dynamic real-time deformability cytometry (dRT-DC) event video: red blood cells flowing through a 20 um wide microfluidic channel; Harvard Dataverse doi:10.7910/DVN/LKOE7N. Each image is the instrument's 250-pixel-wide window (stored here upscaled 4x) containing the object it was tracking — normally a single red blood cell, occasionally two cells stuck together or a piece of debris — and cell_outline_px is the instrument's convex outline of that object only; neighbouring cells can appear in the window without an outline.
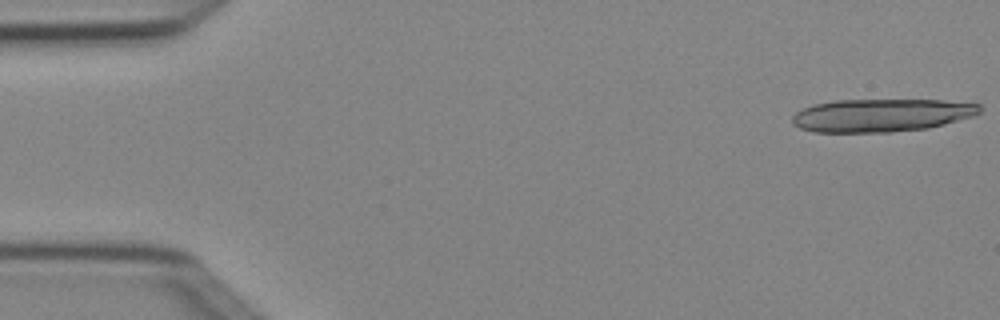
{"species": "Egyptian fruit bat (a non-hibernating species)", "species_latin": "Rousettus aegyptiacus", "temperature_condition": "cold", "stored_images_in_passage": 5, "camera_frame_rate_fps": 3000, "um_per_image_px": 0.085, "animal": {"sex": "female"}, "frame": {"image": 1, "passage_image": 1, "time_ms": 0.0, "image_size_px": [1000, 320], "cell_outline_px": [[984, 108], [980, 112], [972, 116], [944, 124], [928, 128], [892, 132], [812, 132], [800, 128], [792, 124], [792, 116], [796, 112], [804, 108], [816, 104], [836, 100], [944, 100], [980, 104]], "centroid_in_image_um": [74.92, 9.8], "position_along_channel_um": 10.1, "area_um2": 36.07}}
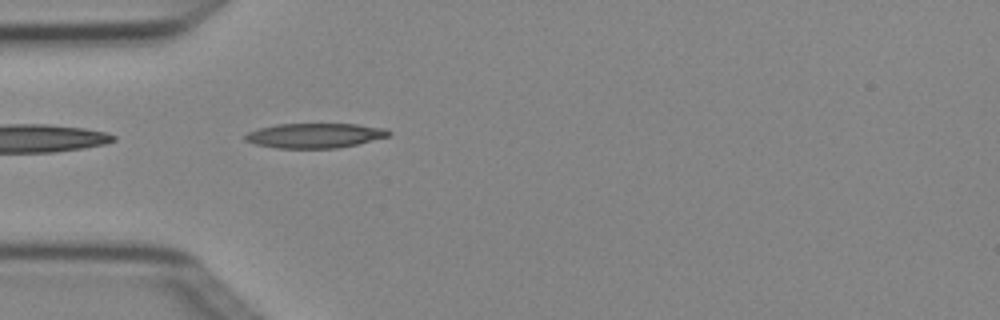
{"frame": {"image": 2, "passage_image": 5, "time_ms": 1.333, "image_size_px": [1000, 320], "cell_outline_px": [[392, 132], [388, 136], [356, 144], [336, 148], [276, 148], [256, 144], [244, 140], [244, 136], [248, 132], [260, 128], [276, 124], [356, 124], [388, 128]], "centroid_in_image_um": [26.76, 11.51], "position_along_channel_um": 58.2, "area_um2": 20.63}}